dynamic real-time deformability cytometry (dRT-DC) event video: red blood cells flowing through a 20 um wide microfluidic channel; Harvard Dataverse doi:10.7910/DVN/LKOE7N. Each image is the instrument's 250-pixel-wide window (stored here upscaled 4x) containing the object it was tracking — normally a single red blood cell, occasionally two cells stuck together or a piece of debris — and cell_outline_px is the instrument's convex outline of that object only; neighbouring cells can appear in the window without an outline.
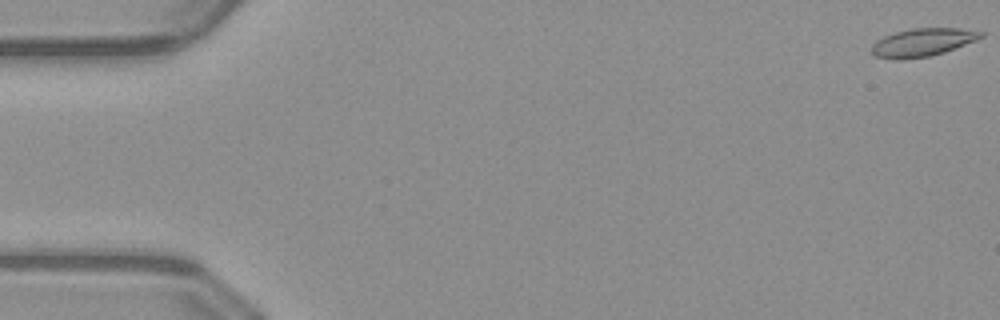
{"species": "common noctule bat (a hibernating species)", "species_latin": "Nyctalus noctula", "temperature_condition": "warm", "stored_images_in_passage": 10, "camera_frame_rate_fps": 3000, "um_per_image_px": 0.085, "animal": {"sex": "male", "body_mass_g": 23.1, "forearm_length_mm": 52.7}, "frame": {"image": 1, "passage_image": 1, "time_ms": 0.0, "image_size_px": [1000, 320], "cell_outline_px": [[984, 36], [976, 40], [944, 52], [928, 56], [900, 60], [896, 60], [876, 56], [872, 52], [872, 44], [876, 40], [884, 36], [896, 32], [912, 28], [960, 28], [984, 32]], "centroid_in_image_um": [78.41, 3.59], "position_along_channel_um": 6.6, "area_um2": 17.74}}